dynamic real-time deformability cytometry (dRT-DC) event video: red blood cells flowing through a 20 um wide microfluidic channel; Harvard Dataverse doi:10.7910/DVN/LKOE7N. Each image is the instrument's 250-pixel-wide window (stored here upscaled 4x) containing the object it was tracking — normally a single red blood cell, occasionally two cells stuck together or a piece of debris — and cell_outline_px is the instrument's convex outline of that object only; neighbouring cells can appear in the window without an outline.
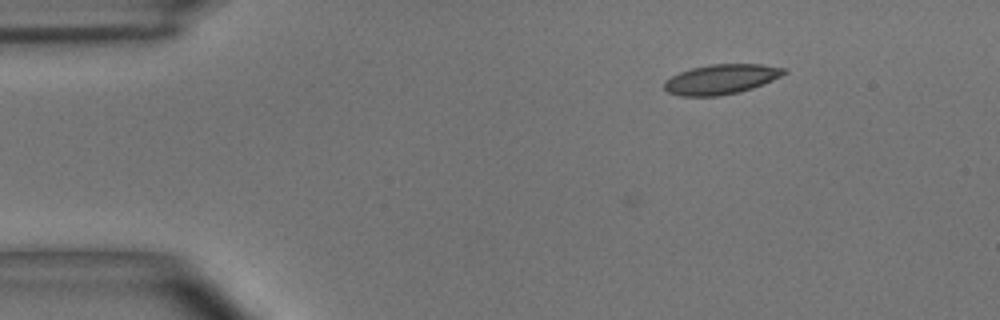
{"species": "common noctule bat (a hibernating species)", "species_latin": "Nyctalus noctula", "temperature_condition": "room temperature", "stored_images_in_passage": 46, "camera_frame_rate_fps": 3000, "um_per_image_px": 0.085, "animal": {"sex": "male", "body_mass_g": 15.6}, "frame": {"image": 1, "passage_image": 1, "time_ms": 0.0, "image_size_px": [1000, 320], "cell_outline_px": [[788, 72], [764, 84], [740, 92], [716, 96], [680, 96], [668, 92], [664, 88], [664, 80], [680, 72], [692, 68], [708, 64], [760, 64], [784, 68]], "centroid_in_image_um": [61.28, 6.74], "position_along_channel_um": 23.7, "area_um2": 20.81}}
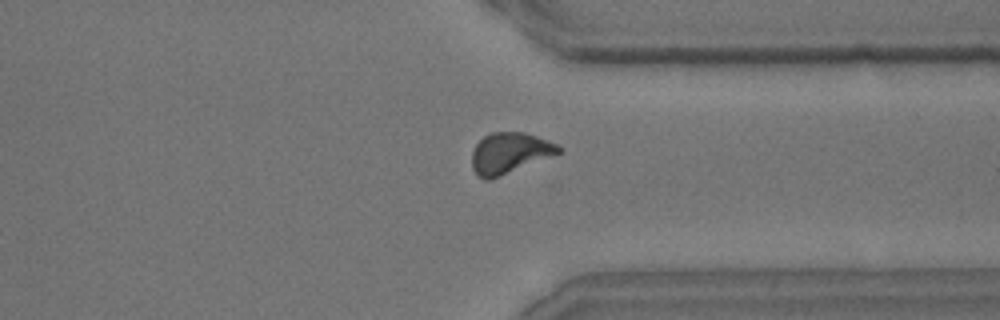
{"frame": {"image": 2, "passage_image": 35, "time_ms": 11.333, "image_size_px": [1000, 320], "cell_outline_px": [[564, 152], [492, 180], [484, 180], [472, 168], [472, 152], [476, 144], [484, 136], [492, 132], [524, 132], [536, 136], [556, 144], [564, 148]], "centroid_in_image_um": [43.35, 13.03], "position_along_channel_um": 368.0, "area_um2": 20.92}}
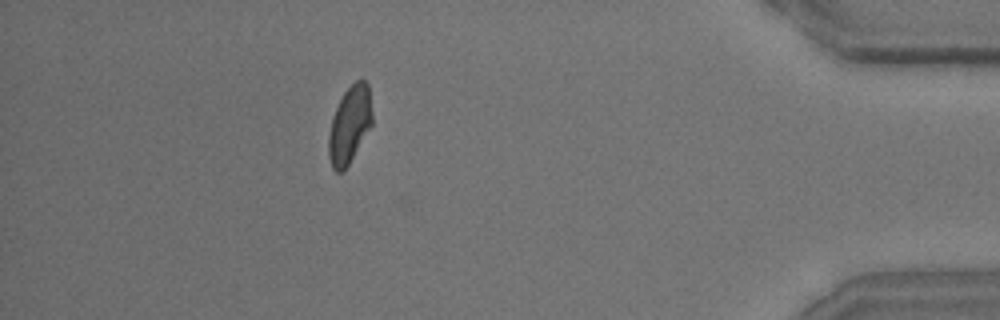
{"frame": {"image": 3, "passage_image": 42, "time_ms": 13.667, "image_size_px": [1000, 320], "cell_outline_px": [[372, 124], [348, 164], [340, 172], [336, 172], [332, 168], [328, 156], [328, 136], [332, 116], [344, 92], [356, 80], [364, 80], [368, 84], [372, 116]], "centroid_in_image_um": [29.7, 10.6], "position_along_channel_um": 405.5, "area_um2": 19.25}, "authors_computed_cell_mechanics": {"area_um2": 20.6635, "velocity_mm_per_s": 3.6428, "shape_relaxation_time_tau1_ms": 4.5701, "shape_relaxation_time_tau2_ms": 1.9078, "deformation_change_tau1": 0.1313, "deformation_change_tau2": 0.0766}}